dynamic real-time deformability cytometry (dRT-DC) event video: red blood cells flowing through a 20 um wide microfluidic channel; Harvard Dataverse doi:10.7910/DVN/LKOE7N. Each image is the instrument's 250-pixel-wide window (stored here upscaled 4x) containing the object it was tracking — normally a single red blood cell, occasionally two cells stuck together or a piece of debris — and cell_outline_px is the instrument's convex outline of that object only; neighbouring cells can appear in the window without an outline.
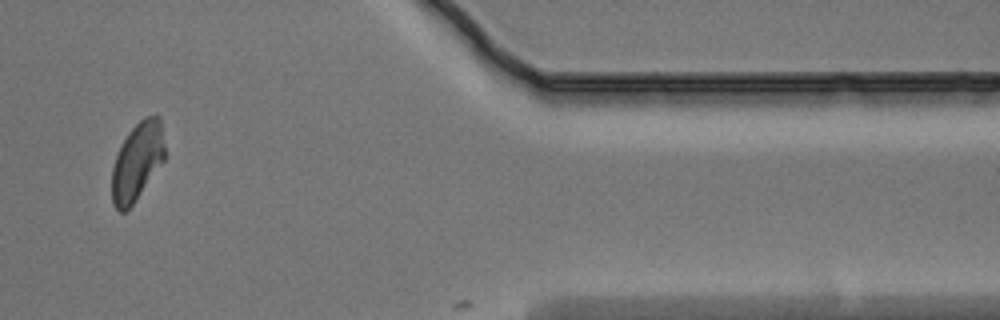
{"species": "Egyptian fruit bat (a non-hibernating species)", "species_latin": "Rousettus aegyptiacus", "temperature_condition": "warm", "stored_images_in_passage": 30, "camera_frame_rate_fps": 3000, "um_per_image_px": 0.085, "animal": {"sex": "male"}, "frame": {"image": 1, "passage_image": 28, "time_ms": 9.0, "image_size_px": [1000, 320], "cell_outline_px": [[164, 160], [136, 200], [124, 212], [120, 212], [112, 204], [112, 168], [116, 156], [128, 132], [144, 116], [160, 116], [164, 148]], "centroid_in_image_um": [11.65, 13.74], "position_along_channel_um": 399.7, "area_um2": 23.7}}